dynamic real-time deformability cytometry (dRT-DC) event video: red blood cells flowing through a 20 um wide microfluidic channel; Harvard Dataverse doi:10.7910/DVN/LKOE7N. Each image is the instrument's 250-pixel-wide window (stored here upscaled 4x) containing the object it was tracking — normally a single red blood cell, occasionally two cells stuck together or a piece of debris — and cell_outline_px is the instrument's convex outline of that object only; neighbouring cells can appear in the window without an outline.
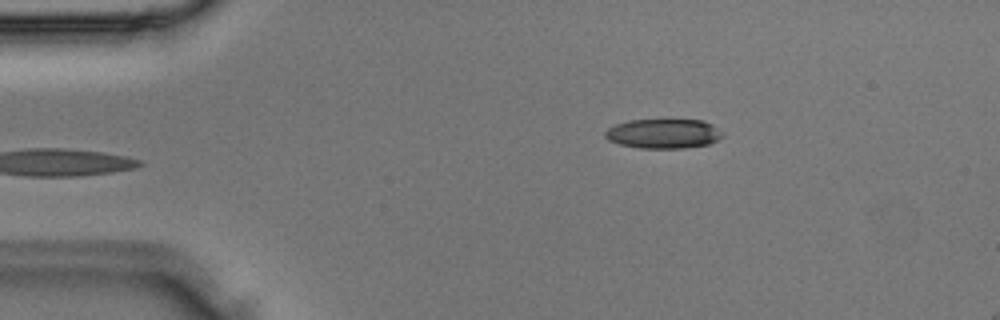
{"species": "Egyptian fruit bat (a non-hibernating species)", "species_latin": "Rousettus aegyptiacus", "temperature_condition": "room temperature", "stored_images_in_passage": 3, "camera_frame_rate_fps": 3000, "um_per_image_px": 0.085, "animal": {"sex": "male"}, "frame": {"image": 1, "passage_image": 3, "time_ms": 0.667, "image_size_px": [1000, 320], "cell_outline_px": [[724, 136], [708, 144], [684, 148], [640, 148], [620, 144], [608, 140], [604, 136], [604, 132], [608, 128], [616, 124], [628, 120], [704, 120], [712, 124], [724, 132]], "centroid_in_image_um": [56.4, 11.35], "position_along_channel_um": 28.6, "area_um2": 20.29}}